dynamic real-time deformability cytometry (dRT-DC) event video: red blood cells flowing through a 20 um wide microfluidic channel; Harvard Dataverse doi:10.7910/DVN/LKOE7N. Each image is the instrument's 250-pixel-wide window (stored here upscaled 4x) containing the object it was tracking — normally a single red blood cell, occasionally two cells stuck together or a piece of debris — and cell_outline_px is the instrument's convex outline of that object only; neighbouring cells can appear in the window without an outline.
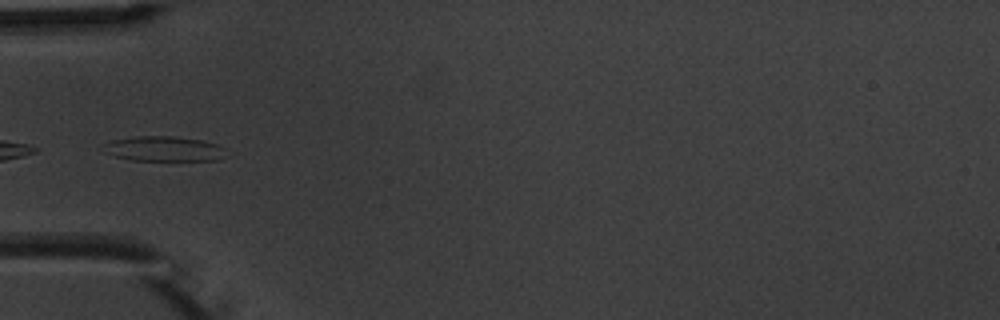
{"species": "common noctule bat (a hibernating species)", "species_latin": "Nyctalus noctula", "temperature_condition": "warm", "stored_images_in_passage": 8, "camera_frame_rate_fps": 3000, "um_per_image_px": 0.085, "animal": {"sex": "male", "body_mass_g": 20.1, "forearm_length_mm": 53.5}, "frame": {"image": 1, "passage_image": 6, "time_ms": 6.667, "image_size_px": [1000, 320], "cell_outline_px": [[224, 148], [220, 160], [132, 160], [116, 156], [104, 152], [100, 144], [112, 140], [136, 136], [176, 136], [200, 140], [216, 144]], "centroid_in_image_um": [13.84, 12.64], "position_along_channel_um": 71.2, "area_um2": 17.74}}
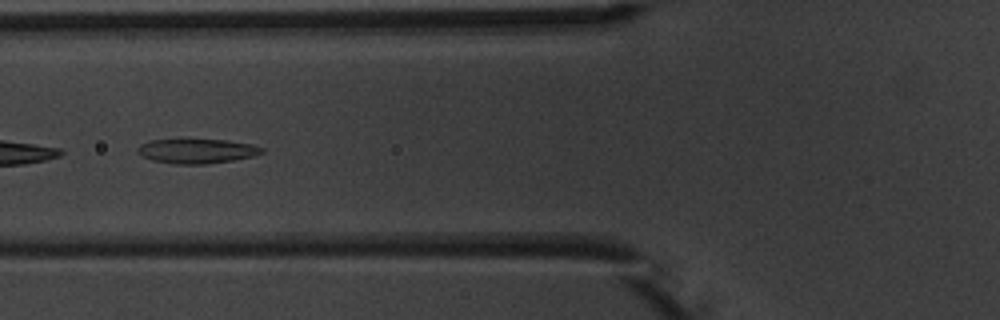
{"frame": {"image": 2, "passage_image": 7, "time_ms": 7.667, "image_size_px": [1000, 320], "cell_outline_px": [[264, 152], [252, 156], [232, 160], [208, 164], [172, 164], [152, 160], [136, 152], [136, 148], [140, 144], [152, 140], [224, 140], [252, 144], [264, 148]], "centroid_in_image_um": [16.72, 12.85], "position_along_channel_um": 109.1, "area_um2": 17.63}}
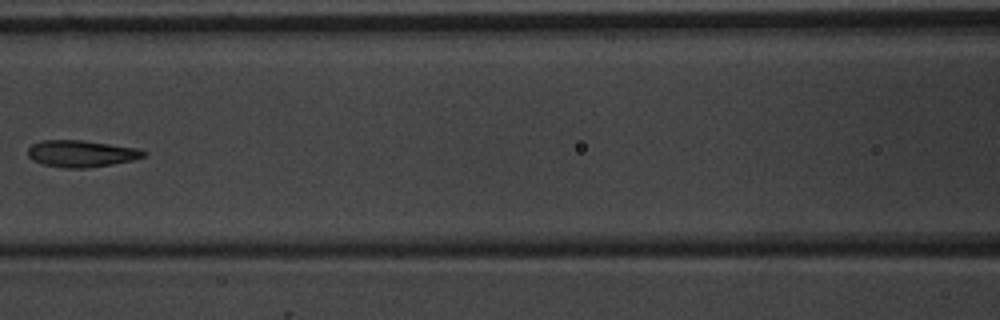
{"frame": {"image": 3, "passage_image": 8, "time_ms": 9.0, "image_size_px": [1000, 320], "cell_outline_px": [[148, 152], [144, 156], [132, 160], [112, 164], [84, 168], [64, 168], [44, 164], [32, 160], [28, 156], [28, 148], [32, 144], [40, 140], [84, 140], [140, 148]], "centroid_in_image_um": [6.92, 13.04], "position_along_channel_um": 159.7, "area_um2": 18.15}}